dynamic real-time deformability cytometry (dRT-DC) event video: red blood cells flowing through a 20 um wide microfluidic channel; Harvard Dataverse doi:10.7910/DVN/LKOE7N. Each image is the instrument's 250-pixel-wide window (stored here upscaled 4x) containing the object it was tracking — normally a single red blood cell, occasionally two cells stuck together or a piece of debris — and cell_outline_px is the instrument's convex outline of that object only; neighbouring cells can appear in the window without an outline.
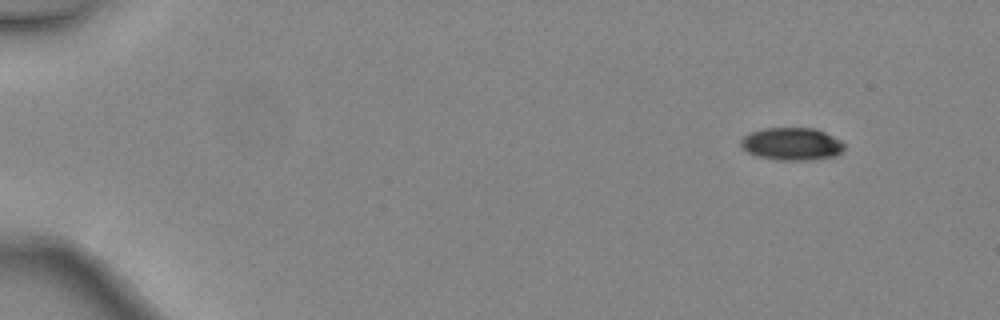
{"species": "common noctule bat (a hibernating species)", "species_latin": "Nyctalus noctula", "temperature_condition": "warm", "stored_images_in_passage": 4, "camera_frame_rate_fps": 3000, "um_per_image_px": 0.085, "animal": {"sex": "female", "body_mass_g": 24.6, "forearm_length_mm": 56.2}, "frame": {"image": 1, "passage_image": 1, "time_ms": 0.0, "image_size_px": [1000, 320], "cell_outline_px": [[844, 148], [836, 156], [812, 160], [776, 160], [756, 156], [748, 152], [740, 144], [740, 140], [744, 136], [752, 132], [764, 128], [816, 128], [840, 140], [844, 144]], "centroid_in_image_um": [67.3, 12.24], "position_along_channel_um": 17.7, "area_um2": 19.65}}
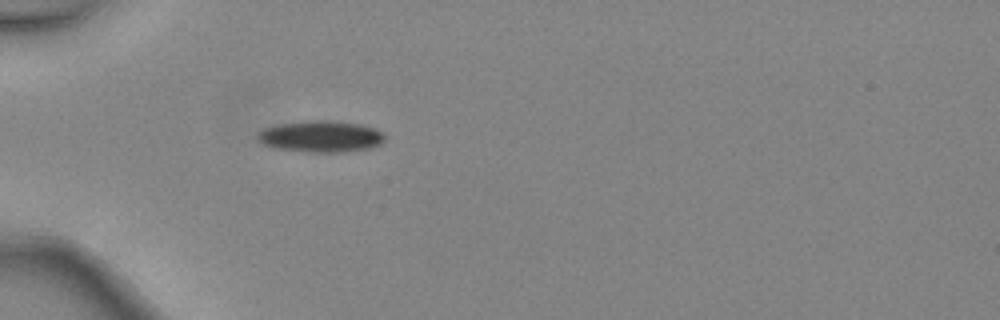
{"frame": {"image": 2, "passage_image": 4, "time_ms": 1.0, "image_size_px": [1000, 320], "cell_outline_px": [[384, 140], [380, 144], [368, 148], [344, 152], [308, 152], [276, 148], [264, 144], [256, 136], [256, 132], [264, 128], [280, 124], [308, 120], [328, 120], [360, 124], [376, 128], [384, 132]], "centroid_in_image_um": [27.28, 11.59], "position_along_channel_um": 57.7, "area_um2": 23.35}}